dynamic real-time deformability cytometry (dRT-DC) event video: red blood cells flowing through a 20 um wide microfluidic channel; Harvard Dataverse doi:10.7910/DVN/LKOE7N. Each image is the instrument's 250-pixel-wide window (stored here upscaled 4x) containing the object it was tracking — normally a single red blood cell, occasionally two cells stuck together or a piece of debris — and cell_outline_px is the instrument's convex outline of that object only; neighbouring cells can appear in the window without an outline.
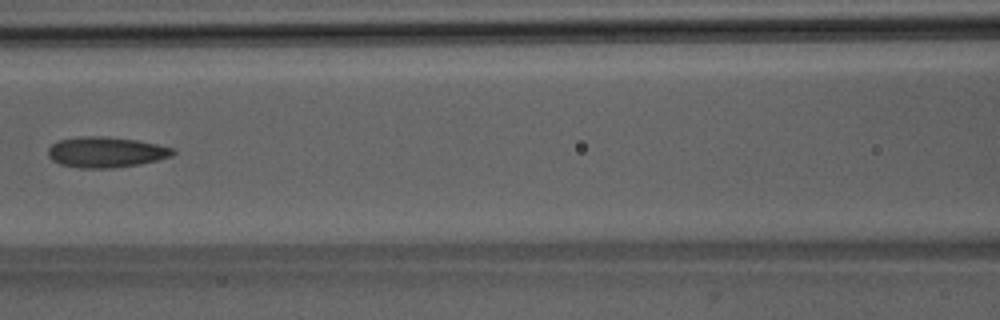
{"species": "Egyptian fruit bat (a non-hibernating species)", "species_latin": "Rousettus aegyptiacus", "temperature_condition": "room temperature", "stored_images_in_passage": 7, "camera_frame_rate_fps": 3000, "um_per_image_px": 0.085, "animal": {"sex": "male"}, "frame": {"image": 1, "passage_image": 5, "time_ms": 4.667, "image_size_px": [1000, 320], "cell_outline_px": [[176, 152], [172, 156], [140, 164], [112, 168], [80, 168], [60, 164], [52, 160], [48, 156], [48, 148], [52, 144], [60, 140], [80, 136], [104, 136], [136, 140], [156, 144], [172, 148]], "centroid_in_image_um": [8.98, 12.93], "position_along_channel_um": 157.6, "area_um2": 22.2}}